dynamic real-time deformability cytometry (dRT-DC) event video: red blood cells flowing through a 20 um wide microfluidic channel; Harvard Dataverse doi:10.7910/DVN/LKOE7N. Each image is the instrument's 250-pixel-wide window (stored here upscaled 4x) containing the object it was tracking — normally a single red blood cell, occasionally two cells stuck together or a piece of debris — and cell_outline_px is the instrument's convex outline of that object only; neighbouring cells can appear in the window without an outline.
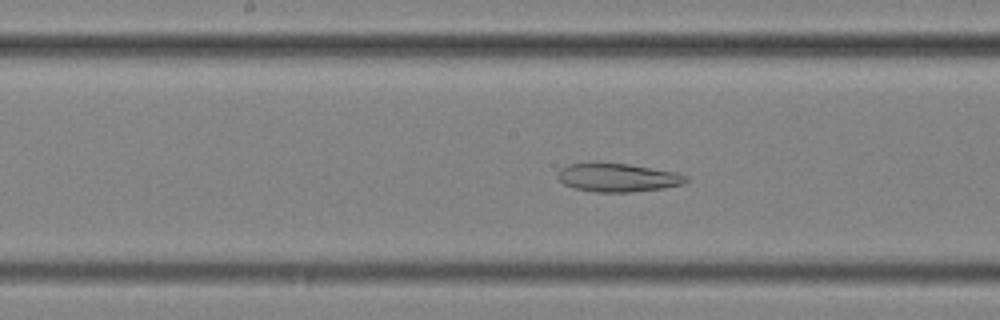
{"species": "common noctule bat (a hibernating species)", "species_latin": "Nyctalus noctula", "temperature_condition": "cold", "stored_images_in_passage": 57, "segment_of_instrument_passage": [2, 2], "camera_frame_rate_fps": 3000, "um_per_image_px": 0.085, "animal": {"sex": "female", "body_mass_g": 25.1}, "frame": {"image": 1, "passage_image": 29, "time_ms": 9.333, "image_size_px": [1000, 320], "cell_outline_px": [[688, 180], [684, 184], [664, 188], [628, 192], [596, 192], [576, 188], [564, 184], [556, 176], [556, 172], [560, 168], [568, 164], [628, 164], [676, 172], [688, 176]], "centroid_in_image_um": [52.52, 15.1], "position_along_channel_um": 195.7, "area_um2": 20.98}}
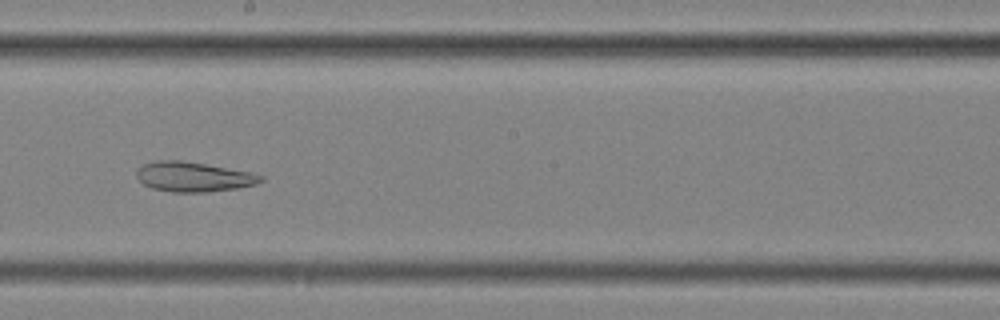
{"frame": {"image": 2, "passage_image": 32, "time_ms": 10.333, "image_size_px": [1000, 320], "cell_outline_px": [[264, 180], [256, 184], [236, 188], [208, 192], [172, 192], [152, 188], [144, 184], [136, 176], [136, 172], [144, 164], [156, 160], [180, 160], [252, 172], [264, 176]], "centroid_in_image_um": [16.46, 15.03], "position_along_channel_um": 231.7, "area_um2": 21.44}}
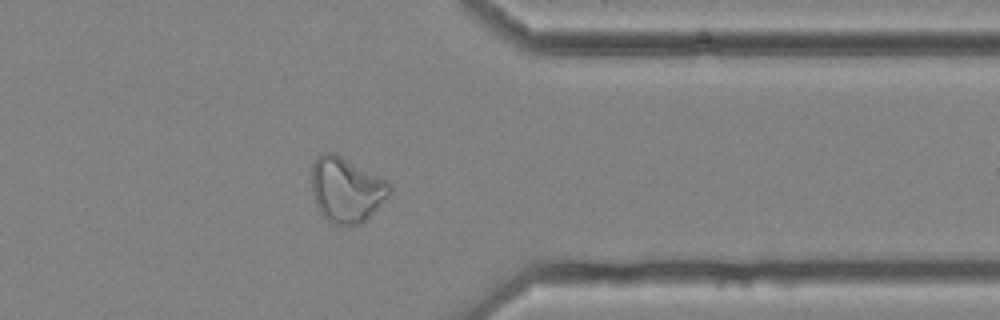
{"frame": {"image": 3, "passage_image": 45, "time_ms": 14.667, "image_size_px": [1000, 320], "cell_outline_px": [[392, 192], [360, 224], [332, 224], [320, 212], [316, 204], [312, 192], [312, 164], [316, 156], [324, 152], [336, 152], [392, 184]], "centroid_in_image_um": [29.41, 16.08], "position_along_channel_um": 382.0, "area_um2": 29.36}}